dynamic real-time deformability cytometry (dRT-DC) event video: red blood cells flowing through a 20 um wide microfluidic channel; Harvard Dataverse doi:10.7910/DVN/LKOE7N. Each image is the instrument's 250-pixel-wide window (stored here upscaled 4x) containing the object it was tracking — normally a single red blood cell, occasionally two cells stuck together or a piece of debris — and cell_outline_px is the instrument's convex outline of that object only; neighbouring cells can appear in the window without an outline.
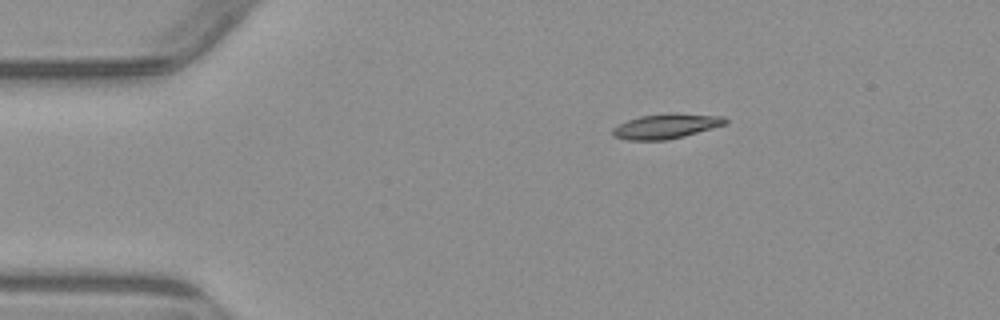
{"species": "common noctule bat (a hibernating species)", "species_latin": "Nyctalus noctula", "temperature_condition": "warm", "stored_images_in_passage": 6, "camera_frame_rate_fps": 3000, "um_per_image_px": 0.085, "animal": {"sex": "male", "body_mass_g": 23.1, "forearm_length_mm": 52.7}, "frame": {"image": 1, "passage_image": 2, "time_ms": 2.333, "image_size_px": [1000, 320], "cell_outline_px": [[728, 124], [684, 136], [668, 140], [628, 140], [612, 136], [612, 128], [628, 120], [640, 116], [724, 116], [728, 120]], "centroid_in_image_um": [56.58, 10.79], "position_along_channel_um": 28.4, "area_um2": 15.32}}
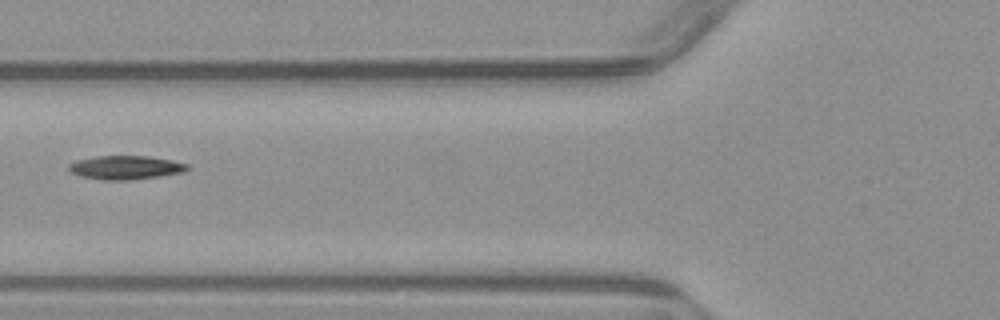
{"frame": {"image": 2, "passage_image": 5, "time_ms": 6.0, "image_size_px": [1000, 320], "cell_outline_px": [[192, 168], [184, 172], [160, 176], [128, 180], [100, 180], [80, 176], [72, 172], [68, 168], [68, 164], [76, 160], [96, 156], [148, 156], [172, 160], [188, 164]], "centroid_in_image_um": [10.69, 14.24], "position_along_channel_um": 115.1, "area_um2": 16.53}}
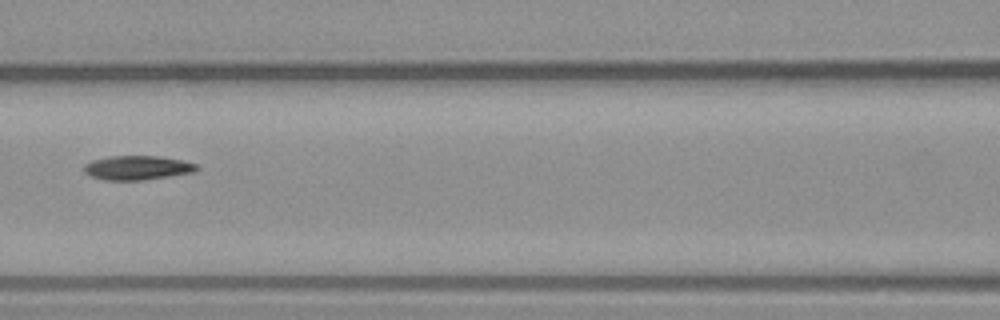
{"frame": {"image": 3, "passage_image": 6, "time_ms": 7.0, "image_size_px": [1000, 320], "cell_outline_px": [[200, 168], [196, 172], [144, 180], [104, 180], [92, 176], [84, 172], [84, 164], [92, 160], [108, 156], [160, 156], [180, 160], [196, 164]], "centroid_in_image_um": [11.68, 14.26], "position_along_channel_um": 154.9, "area_um2": 15.95}}